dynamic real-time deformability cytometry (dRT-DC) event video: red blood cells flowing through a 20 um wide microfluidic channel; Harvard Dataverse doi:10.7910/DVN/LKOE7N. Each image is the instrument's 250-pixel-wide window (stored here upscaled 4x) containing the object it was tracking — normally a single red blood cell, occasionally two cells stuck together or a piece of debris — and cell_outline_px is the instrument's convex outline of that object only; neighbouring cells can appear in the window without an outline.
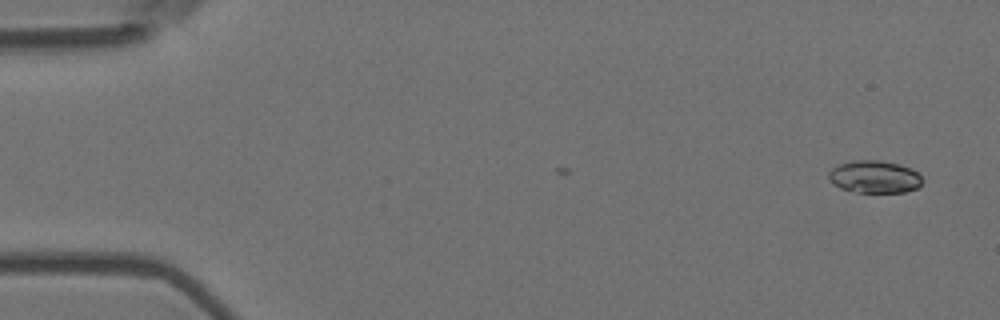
{"species": "Egyptian fruit bat (a non-hibernating species)", "species_latin": "Rousettus aegyptiacus", "temperature_condition": "room temperature", "stored_images_in_passage": 2, "camera_frame_rate_fps": 3000, "um_per_image_px": 0.085, "animal": {"sex": "female"}, "frame": {"image": 1, "passage_image": 2, "time_ms": 0.333, "image_size_px": [1000, 320], "cell_outline_px": [[924, 180], [916, 188], [904, 192], [856, 192], [840, 188], [832, 184], [828, 180], [828, 172], [832, 168], [840, 164], [852, 160], [880, 160], [900, 164], [916, 172]], "centroid_in_image_um": [74.29, 15.02], "position_along_channel_um": 10.7, "area_um2": 17.74}}